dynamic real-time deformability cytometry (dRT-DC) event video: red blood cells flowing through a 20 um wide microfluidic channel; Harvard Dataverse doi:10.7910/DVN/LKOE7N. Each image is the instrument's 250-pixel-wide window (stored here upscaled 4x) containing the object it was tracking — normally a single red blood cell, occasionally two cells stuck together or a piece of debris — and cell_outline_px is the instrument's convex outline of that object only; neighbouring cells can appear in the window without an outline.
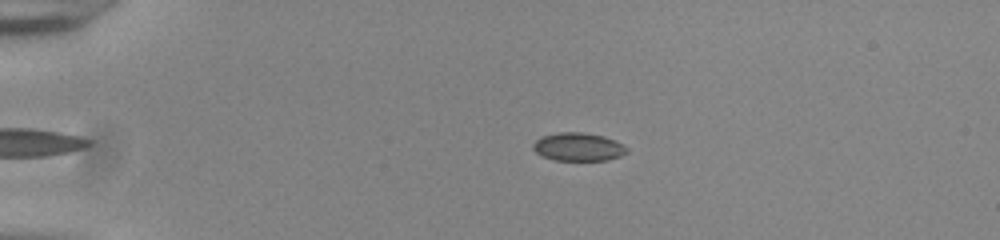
{"species": "common noctule bat (a hibernating species)", "species_latin": "Nyctalus noctula", "temperature_condition": "room temperature", "stored_images_in_passage": 46, "camera_frame_rate_fps": 3000, "um_per_image_px": 0.085, "animal": {"sex": "male", "body_mass_g": 20.0, "forearm_length_mm": 53.3}, "frame": {"image": 1, "passage_image": 4, "time_ms": 1.0, "image_size_px": [1000, 240], "cell_outline_px": [[628, 152], [620, 156], [608, 160], [556, 160], [540, 156], [532, 148], [532, 144], [536, 140], [544, 136], [560, 132], [584, 132], [604, 136], [616, 140], [624, 144], [628, 148]], "centroid_in_image_um": [49.18, 12.48], "position_along_channel_um": 35.8, "area_um2": 15.55}}
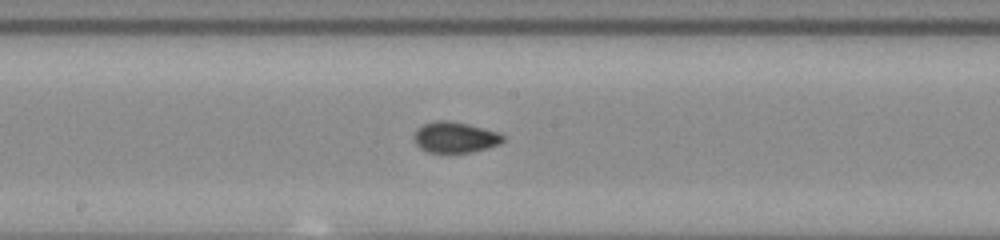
{"frame": {"image": 2, "passage_image": 22, "time_ms": 7.0, "image_size_px": [1000, 240], "cell_outline_px": [[504, 140], [500, 144], [488, 148], [472, 152], [428, 152], [420, 148], [416, 144], [416, 128], [424, 124], [436, 120], [448, 120], [468, 124], [496, 132], [504, 136]], "centroid_in_image_um": [38.69, 11.67], "position_along_channel_um": 209.5, "area_um2": 15.78}}
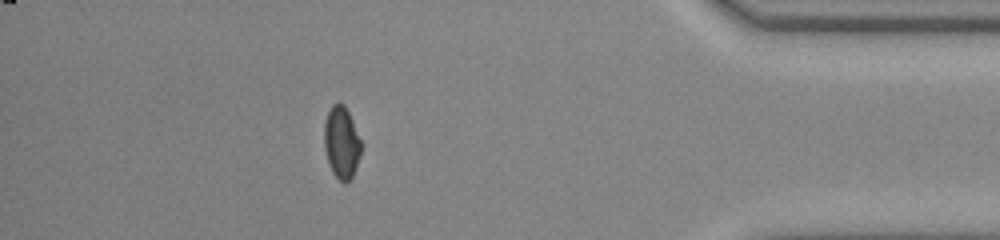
{"frame": {"image": 3, "passage_image": 40, "time_ms": 13.0, "image_size_px": [1000, 240], "cell_outline_px": [[364, 144], [356, 168], [352, 176], [344, 184], [332, 172], [324, 148], [324, 120], [332, 104], [344, 104]], "centroid_in_image_um": [29.05, 12.11], "position_along_channel_um": 406.1, "area_um2": 15.66}, "authors_computed_cell_mechanics": {"area_um2": 15.4904, "velocity_mm_per_s": 3.8798, "shape_relaxation_time_tau1_ms": null, "shape_relaxation_time_tau2_ms": 1.3319, "deformation_change_tau1": null, "deformation_change_tau2": 0.059}}